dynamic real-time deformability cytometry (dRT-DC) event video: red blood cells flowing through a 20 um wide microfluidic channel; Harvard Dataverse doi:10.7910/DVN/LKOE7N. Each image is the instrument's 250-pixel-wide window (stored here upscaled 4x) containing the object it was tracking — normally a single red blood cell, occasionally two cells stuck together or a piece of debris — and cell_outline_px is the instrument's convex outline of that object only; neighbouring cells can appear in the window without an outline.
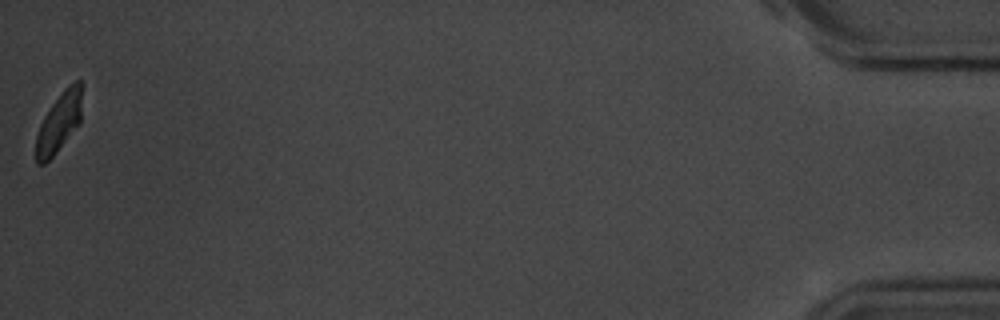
{"species": "common noctule bat (a hibernating species)", "species_latin": "Nyctalus noctula", "temperature_condition": "room temperature", "stored_images_in_passage": 16, "camera_frame_rate_fps": 3000, "um_per_image_px": 0.085, "animal": {"sex": "male", "body_mass_g": 20.1, "forearm_length_mm": 53.5}, "frame": {"image": 1, "passage_image": 16, "time_ms": 18.0, "image_size_px": [1000, 320], "cell_outline_px": [[84, 84], [80, 124], [56, 152], [44, 164], [36, 164], [36, 136], [40, 124], [44, 116], [52, 104], [64, 88], [68, 84], [76, 80], [80, 80]], "centroid_in_image_um": [5.07, 10.33], "position_along_channel_um": 430.1, "area_um2": 16.3}, "authors_computed_cell_mechanics": {"area_um2": 17.3111, "velocity_mm_per_s": 3.6871, "shape_relaxation_time_tau1_ms": 1.978, "shape_relaxation_time_tau2_ms": null, "deformation_change_tau1": 0.0755, "deformation_change_tau2": null}}